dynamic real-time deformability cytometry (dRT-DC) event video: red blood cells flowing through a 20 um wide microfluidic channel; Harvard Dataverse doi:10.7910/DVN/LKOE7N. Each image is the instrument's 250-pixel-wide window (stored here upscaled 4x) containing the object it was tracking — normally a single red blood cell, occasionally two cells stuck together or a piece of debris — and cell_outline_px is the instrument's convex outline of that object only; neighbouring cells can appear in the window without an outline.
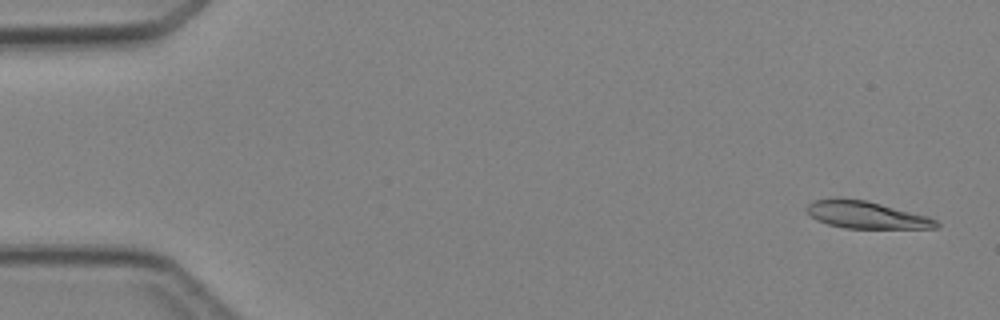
{"species": "Egyptian fruit bat (a non-hibernating species)", "species_latin": "Rousettus aegyptiacus", "temperature_condition": "cold", "stored_images_in_passage": 4, "camera_frame_rate_fps": 3000, "um_per_image_px": 0.085, "animal": {"sex": "female"}, "frame": {"image": 1, "passage_image": 1, "time_ms": 0.0, "image_size_px": [1000, 320], "cell_outline_px": [[940, 228], [844, 228], [828, 224], [816, 220], [804, 208], [812, 200], [840, 196], [864, 200], [928, 216], [936, 220], [940, 224]], "centroid_in_image_um": [73.58, 18.25], "position_along_channel_um": 11.4, "area_um2": 20.69}}